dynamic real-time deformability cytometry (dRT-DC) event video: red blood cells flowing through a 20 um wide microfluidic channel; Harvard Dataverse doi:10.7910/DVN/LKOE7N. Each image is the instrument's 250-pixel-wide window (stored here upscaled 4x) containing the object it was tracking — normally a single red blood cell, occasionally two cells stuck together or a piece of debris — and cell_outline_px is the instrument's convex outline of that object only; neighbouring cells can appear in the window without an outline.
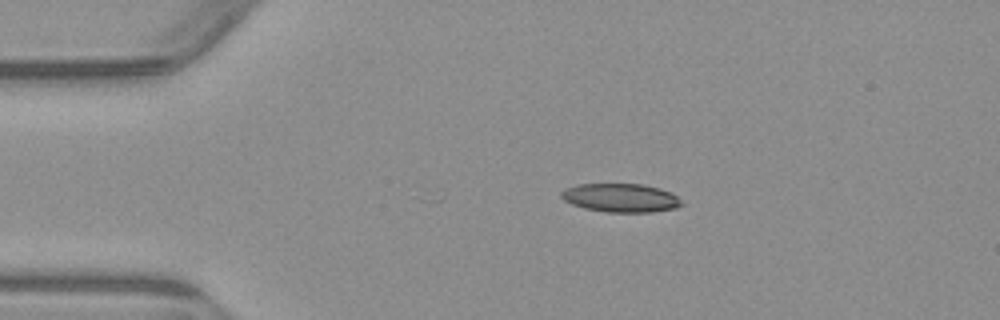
{"species": "common noctule bat (a hibernating species)", "species_latin": "Nyctalus noctula", "temperature_condition": "warm", "stored_images_in_passage": 5, "camera_frame_rate_fps": 3000, "um_per_image_px": 0.085, "animal": {"sex": "male", "body_mass_g": 23.1, "forearm_length_mm": 52.7}, "frame": {"image": 1, "passage_image": 2, "time_ms": 1.333, "image_size_px": [1000, 320], "cell_outline_px": [[684, 204], [676, 208], [652, 212], [608, 212], [584, 208], [572, 204], [564, 200], [560, 196], [560, 192], [564, 188], [576, 184], [644, 184], [660, 188], [672, 192]], "centroid_in_image_um": [52.76, 16.81], "position_along_channel_um": 32.2, "area_um2": 20.23}}
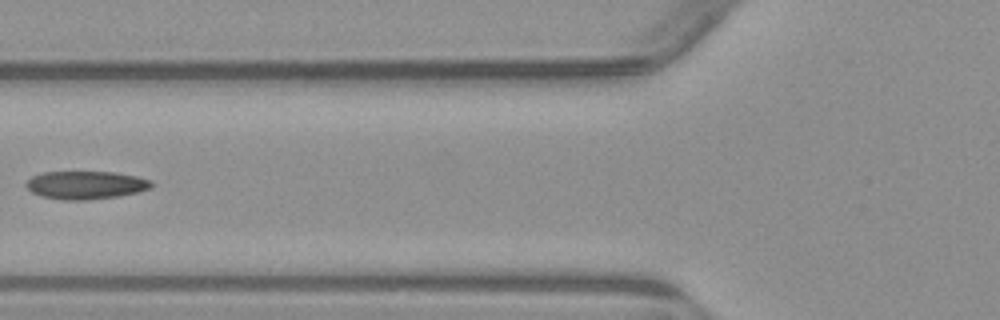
{"frame": {"image": 2, "passage_image": 4, "time_ms": 4.667, "image_size_px": [1000, 320], "cell_outline_px": [[152, 188], [136, 192], [116, 196], [88, 200], [64, 200], [40, 196], [32, 192], [24, 184], [32, 176], [40, 172], [112, 172], [136, 176], [152, 180]], "centroid_in_image_um": [7.26, 15.72], "position_along_channel_um": 118.5, "area_um2": 20.46}}
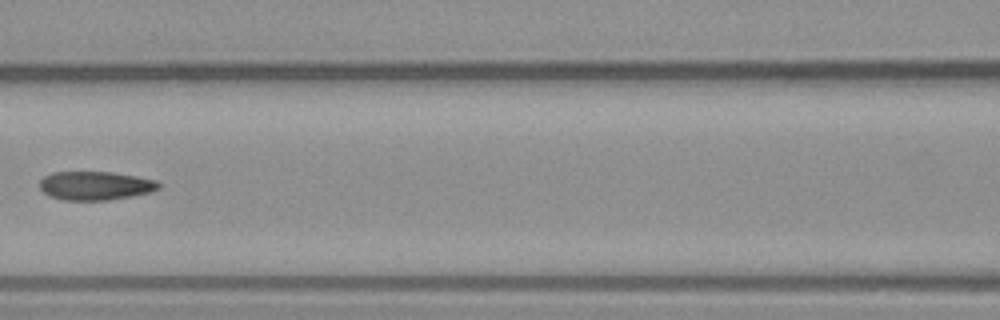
{"frame": {"image": 3, "passage_image": 5, "time_ms": 5.667, "image_size_px": [1000, 320], "cell_outline_px": [[160, 188], [152, 192], [132, 196], [108, 200], [64, 200], [48, 196], [40, 188], [40, 180], [44, 176], [52, 172], [112, 172], [136, 176], [156, 180], [160, 184]], "centroid_in_image_um": [8.11, 15.78], "position_along_channel_um": 158.5, "area_um2": 20.0}}